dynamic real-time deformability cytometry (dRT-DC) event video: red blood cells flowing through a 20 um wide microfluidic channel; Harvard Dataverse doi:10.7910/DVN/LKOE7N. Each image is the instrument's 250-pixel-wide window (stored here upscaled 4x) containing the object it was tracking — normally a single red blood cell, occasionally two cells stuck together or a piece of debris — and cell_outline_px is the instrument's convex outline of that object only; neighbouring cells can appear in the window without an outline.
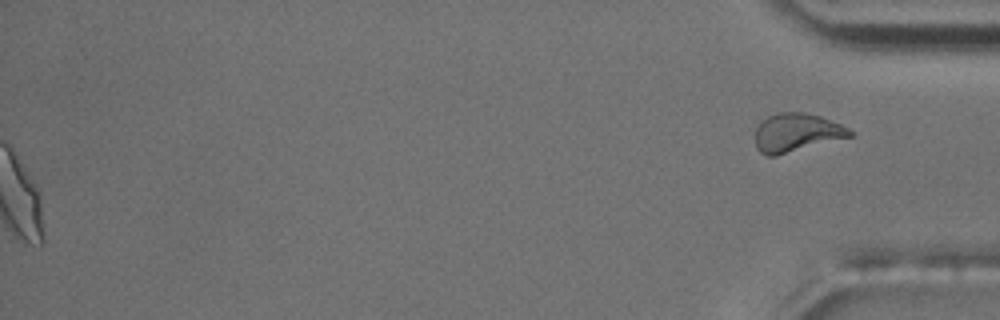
{"species": "common noctule bat (a hibernating species)", "species_latin": "Nyctalus noctula", "temperature_condition": "room temperature", "stored_images_in_passage": 56, "camera_frame_rate_fps": 3000, "um_per_image_px": 0.085, "animal": {"sex": "male", "body_mass_g": 17.5, "forearm_length_mm": 52.3}, "frame": {"image": 1, "passage_image": 56, "time_ms": 18.333, "image_size_px": [1000, 320], "cell_outline_px": [[856, 132], [852, 136], [776, 156], [768, 156], [760, 152], [756, 148], [756, 128], [768, 116], [776, 112], [804, 112], [820, 116], [840, 124]], "centroid_in_image_um": [67.71, 11.27], "position_along_channel_um": 367.5, "area_um2": 21.15}, "authors_computed_cell_mechanics": {"area_um2": 21.2704, "velocity_mm_per_s": 3.7023, "shape_relaxation_time_tau1_ms": 3.9884, "shape_relaxation_time_tau2_ms": 1.5927, "deformation_change_tau1": 0.163, "deformation_change_tau2": 0.0864}}